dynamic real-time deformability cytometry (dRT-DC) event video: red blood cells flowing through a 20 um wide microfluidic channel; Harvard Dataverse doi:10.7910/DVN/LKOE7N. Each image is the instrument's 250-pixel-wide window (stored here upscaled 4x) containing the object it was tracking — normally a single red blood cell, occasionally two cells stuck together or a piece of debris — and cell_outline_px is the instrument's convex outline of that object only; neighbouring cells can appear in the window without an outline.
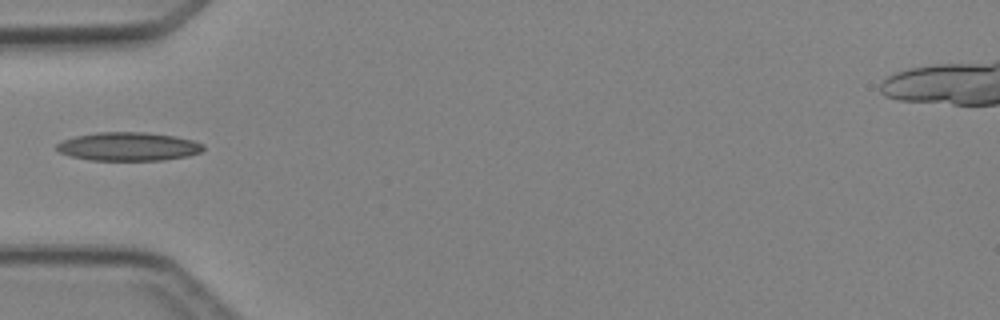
{"species": "Egyptian fruit bat (a non-hibernating species)", "species_latin": "Rousettus aegyptiacus", "temperature_condition": "cold", "stored_images_in_passage": 3, "camera_frame_rate_fps": 3000, "um_per_image_px": 0.085, "animal": {"sex": "female"}, "frame": {"image": 1, "passage_image": 3, "time_ms": 3.333, "image_size_px": [1000, 320], "cell_outline_px": [[204, 148], [200, 152], [188, 156], [164, 160], [88, 160], [72, 156], [60, 152], [56, 148], [56, 144], [64, 140], [76, 136], [100, 132], [144, 132], [176, 136], [192, 140], [204, 144]], "centroid_in_image_um": [10.94, 12.45], "position_along_channel_um": 74.1, "area_um2": 24.28}}